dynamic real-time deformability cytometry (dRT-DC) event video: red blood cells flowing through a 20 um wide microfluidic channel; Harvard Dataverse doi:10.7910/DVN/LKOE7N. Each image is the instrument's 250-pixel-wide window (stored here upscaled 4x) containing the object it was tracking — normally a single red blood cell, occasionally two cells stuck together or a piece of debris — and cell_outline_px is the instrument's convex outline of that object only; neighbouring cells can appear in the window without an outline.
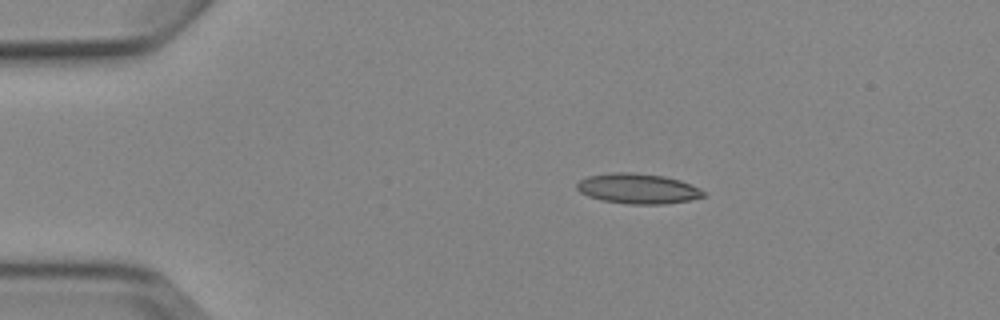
{"species": "Egyptian fruit bat (a non-hibernating species)", "species_latin": "Rousettus aegyptiacus", "temperature_condition": "cold", "stored_images_in_passage": 7, "camera_frame_rate_fps": 3000, "um_per_image_px": 0.085, "animal": {"sex": "female"}, "frame": {"image": 1, "passage_image": 3, "time_ms": 3.0, "image_size_px": [1000, 320], "cell_outline_px": [[704, 196], [692, 200], [664, 204], [628, 204], [600, 200], [588, 196], [580, 192], [576, 188], [576, 184], [580, 180], [588, 176], [612, 172], [628, 172], [664, 176], [680, 180], [700, 188], [704, 192]], "centroid_in_image_um": [54.21, 16.04], "position_along_channel_um": 30.8, "area_um2": 22.31}}
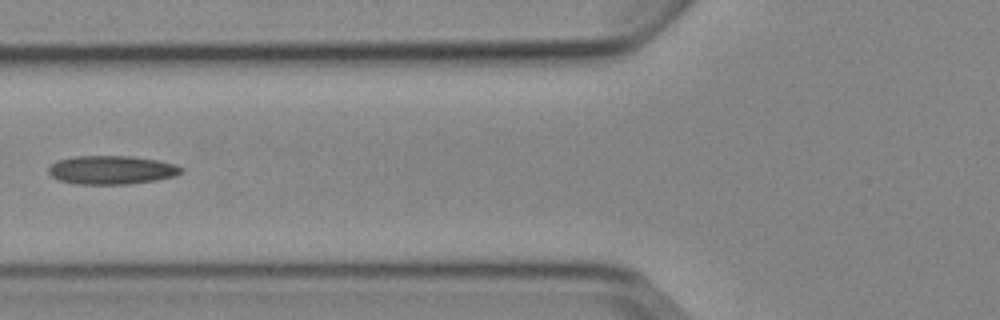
{"frame": {"image": 2, "passage_image": 6, "time_ms": 6.667, "image_size_px": [1000, 320], "cell_outline_px": [[184, 172], [176, 176], [156, 180], [132, 184], [76, 184], [60, 180], [52, 176], [48, 172], [48, 168], [56, 160], [72, 156], [132, 156], [156, 160], [176, 164], [184, 168]], "centroid_in_image_um": [9.52, 14.44], "position_along_channel_um": 116.3, "area_um2": 22.37}}
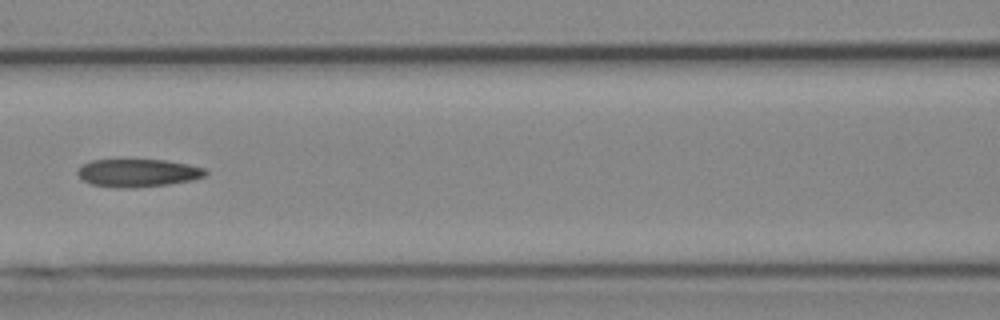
{"frame": {"image": 3, "passage_image": 7, "time_ms": 7.667, "image_size_px": [1000, 320], "cell_outline_px": [[208, 172], [204, 176], [192, 180], [168, 184], [136, 188], [116, 188], [92, 184], [84, 180], [76, 172], [84, 164], [92, 160], [164, 160], [188, 164], [204, 168]], "centroid_in_image_um": [11.74, 14.7], "position_along_channel_um": 154.9, "area_um2": 20.63}}